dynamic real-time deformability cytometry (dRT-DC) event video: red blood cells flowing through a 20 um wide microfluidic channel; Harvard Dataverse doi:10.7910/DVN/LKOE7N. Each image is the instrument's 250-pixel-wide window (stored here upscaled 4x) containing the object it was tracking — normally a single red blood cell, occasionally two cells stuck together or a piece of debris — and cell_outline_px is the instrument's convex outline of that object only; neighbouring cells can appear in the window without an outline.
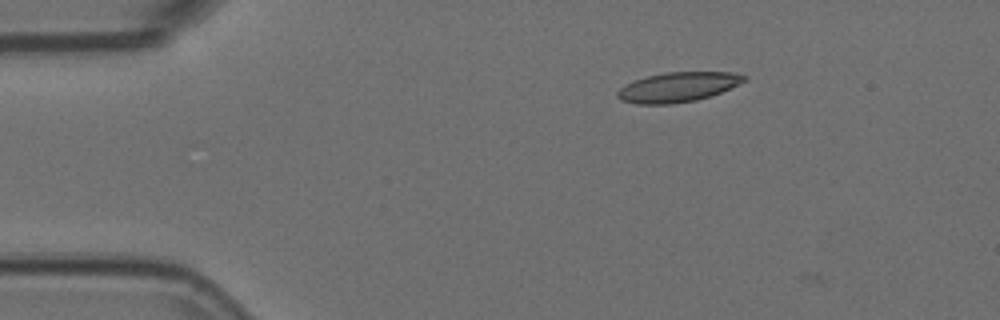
{"species": "Egyptian fruit bat (a non-hibernating species)", "species_latin": "Rousettus aegyptiacus", "temperature_condition": "room temperature", "stored_images_in_passage": 2, "camera_frame_rate_fps": 3000, "um_per_image_px": 0.085, "animal": {"sex": "female"}, "frame": {"image": 1, "passage_image": 1, "time_ms": 0.0, "image_size_px": [1000, 320], "cell_outline_px": [[748, 80], [720, 92], [696, 100], [672, 104], [636, 104], [620, 100], [616, 96], [616, 92], [620, 88], [636, 80], [648, 76], [664, 72], [732, 72], [748, 76]], "centroid_in_image_um": [57.63, 7.4], "position_along_channel_um": 27.4, "area_um2": 21.85}}